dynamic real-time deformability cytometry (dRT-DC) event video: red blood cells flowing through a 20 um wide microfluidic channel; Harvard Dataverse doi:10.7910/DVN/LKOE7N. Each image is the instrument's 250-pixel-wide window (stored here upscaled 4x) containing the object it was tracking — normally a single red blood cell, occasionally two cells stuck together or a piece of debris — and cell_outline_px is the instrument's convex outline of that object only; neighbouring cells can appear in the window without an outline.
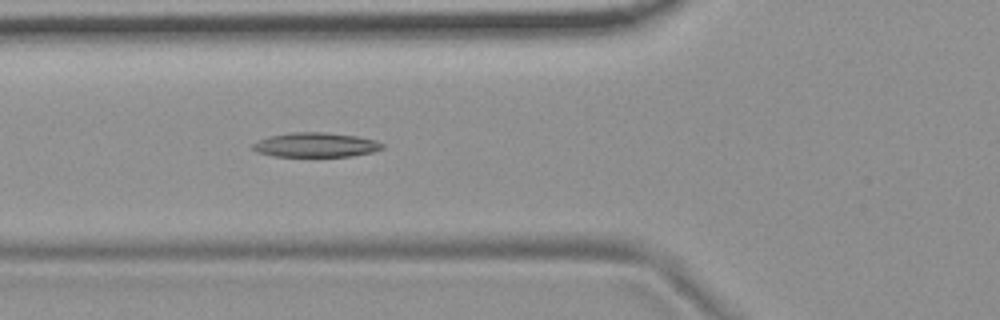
{"species": "common noctule bat (a hibernating species)", "species_latin": "Nyctalus noctula", "temperature_condition": "room temperature", "stored_images_in_passage": 5, "camera_frame_rate_fps": 3000, "um_per_image_px": 0.085, "animal": {"sex": "female", "body_mass_g": 19.9}, "frame": {"image": 1, "passage_image": 5, "time_ms": 1.333, "image_size_px": [1000, 320], "cell_outline_px": [[384, 148], [372, 152], [352, 156], [272, 156], [256, 152], [252, 148], [252, 144], [260, 140], [272, 136], [292, 132], [324, 132], [356, 136], [376, 140], [384, 144]], "centroid_in_image_um": [26.86, 12.32], "position_along_channel_um": 98.9, "area_um2": 18.38}}